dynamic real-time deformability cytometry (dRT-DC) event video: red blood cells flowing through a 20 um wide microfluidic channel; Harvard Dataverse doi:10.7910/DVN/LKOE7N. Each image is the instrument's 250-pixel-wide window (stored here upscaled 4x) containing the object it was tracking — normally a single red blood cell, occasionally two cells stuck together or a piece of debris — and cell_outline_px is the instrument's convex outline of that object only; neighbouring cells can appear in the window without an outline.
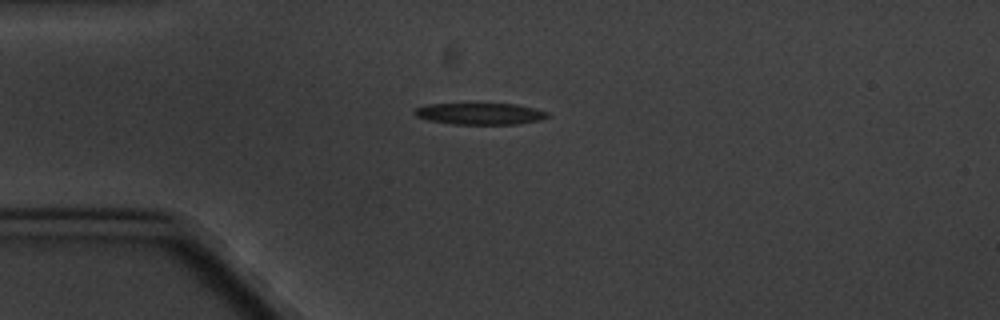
{"species": "common noctule bat (a hibernating species)", "species_latin": "Nyctalus noctula", "temperature_condition": "cold", "stored_images_in_passage": 6, "camera_frame_rate_fps": 3000, "um_per_image_px": 0.085, "animal": {"sex": "male", "body_mass_g": 20.1, "forearm_length_mm": 53.5}, "frame": {"image": 1, "passage_image": 3, "time_ms": 2.333, "image_size_px": [1000, 320], "cell_outline_px": [[552, 116], [540, 120], [516, 124], [452, 124], [428, 120], [416, 116], [412, 112], [416, 108], [428, 104], [516, 104], [548, 112]], "centroid_in_image_um": [40.81, 9.67], "position_along_channel_um": 44.2, "area_um2": 16.65}}